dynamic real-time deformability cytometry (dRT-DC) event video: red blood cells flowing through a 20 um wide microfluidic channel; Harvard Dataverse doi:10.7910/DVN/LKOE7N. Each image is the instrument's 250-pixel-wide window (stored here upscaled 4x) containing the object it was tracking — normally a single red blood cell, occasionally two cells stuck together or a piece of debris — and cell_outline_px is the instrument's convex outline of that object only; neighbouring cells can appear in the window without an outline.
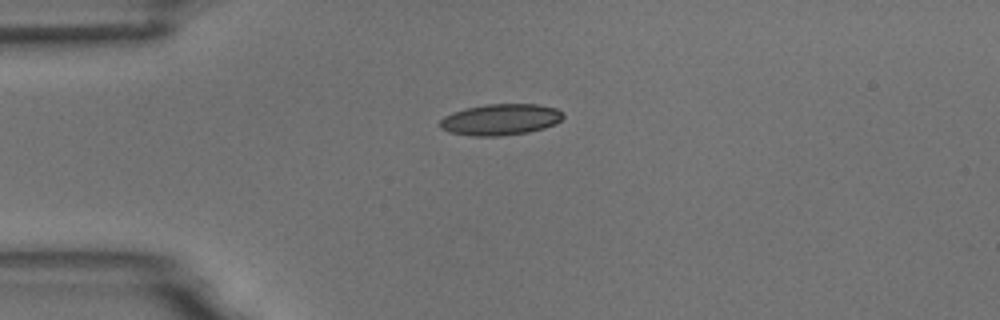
{"species": "common noctule bat (a hibernating species)", "species_latin": "Nyctalus noctula", "temperature_condition": "room temperature", "stored_images_in_passage": 4, "camera_frame_rate_fps": 3000, "um_per_image_px": 0.085, "animal": {"sex": "male", "body_mass_g": 18.8}, "frame": {"image": 1, "passage_image": 1, "time_ms": 0.0, "image_size_px": [1000, 320], "cell_outline_px": [[564, 116], [556, 124], [544, 128], [528, 132], [500, 136], [472, 136], [448, 132], [440, 128], [440, 120], [444, 116], [452, 112], [464, 108], [488, 104], [536, 104], [556, 108], [564, 112]], "centroid_in_image_um": [42.54, 10.16], "position_along_channel_um": 42.5, "area_um2": 22.6}}